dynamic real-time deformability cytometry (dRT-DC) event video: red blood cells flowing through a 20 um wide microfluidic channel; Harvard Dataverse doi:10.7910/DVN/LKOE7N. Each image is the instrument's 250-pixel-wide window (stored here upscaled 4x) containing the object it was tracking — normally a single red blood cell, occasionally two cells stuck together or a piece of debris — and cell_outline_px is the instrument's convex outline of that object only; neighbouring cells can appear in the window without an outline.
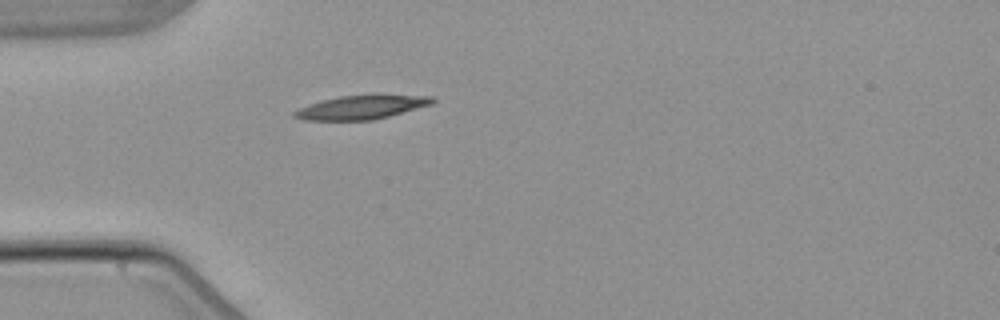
{"species": "common noctule bat (a hibernating species)", "species_latin": "Nyctalus noctula", "temperature_condition": "warm", "stored_images_in_passage": 1, "camera_frame_rate_fps": 3000, "um_per_image_px": 0.085, "animal": {"sex": "male", "body_mass_g": 21.5, "forearm_length_mm": 52.0}, "frame": {"image": 1, "passage_image": 1, "time_ms": 0.0, "image_size_px": [1000, 320], "cell_outline_px": [[436, 100], [432, 104], [388, 116], [372, 120], [304, 120], [292, 116], [292, 112], [308, 104], [340, 96], [376, 92], [432, 96]], "centroid_in_image_um": [30.78, 9.07], "position_along_channel_um": 54.2, "area_um2": 19.83}}